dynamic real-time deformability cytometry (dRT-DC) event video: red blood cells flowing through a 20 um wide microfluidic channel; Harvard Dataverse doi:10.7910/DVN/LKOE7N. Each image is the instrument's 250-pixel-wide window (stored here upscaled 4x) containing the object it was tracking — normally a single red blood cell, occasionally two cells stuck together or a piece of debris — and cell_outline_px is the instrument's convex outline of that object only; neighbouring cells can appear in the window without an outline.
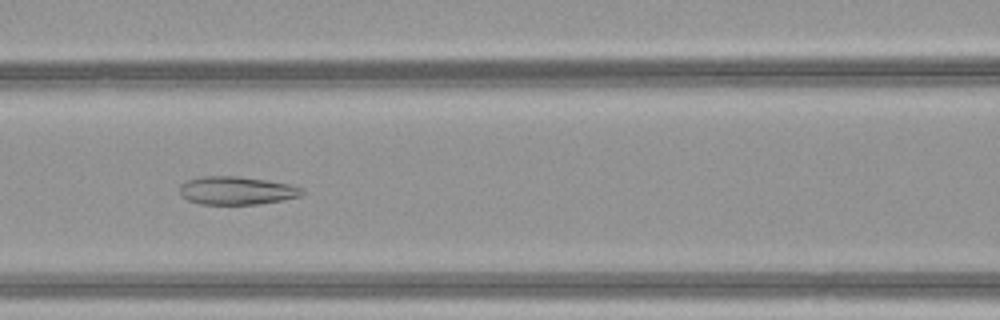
{"species": "common noctule bat (a hibernating species)", "species_latin": "Nyctalus noctula", "temperature_condition": "warm", "stored_images_in_passage": 50, "camera_frame_rate_fps": 3000, "um_per_image_px": 0.085, "animal": {"sex": "female", "body_mass_g": 21.9}, "frame": {"image": 1, "passage_image": 23, "time_ms": 7.333, "image_size_px": [1000, 320], "cell_outline_px": [[304, 192], [300, 196], [284, 200], [260, 204], [200, 204], [188, 200], [180, 192], [180, 184], [188, 180], [200, 176], [236, 176], [268, 180], [288, 184], [300, 188]], "centroid_in_image_um": [20.11, 16.2], "position_along_channel_um": 146.5, "area_um2": 20.0}}
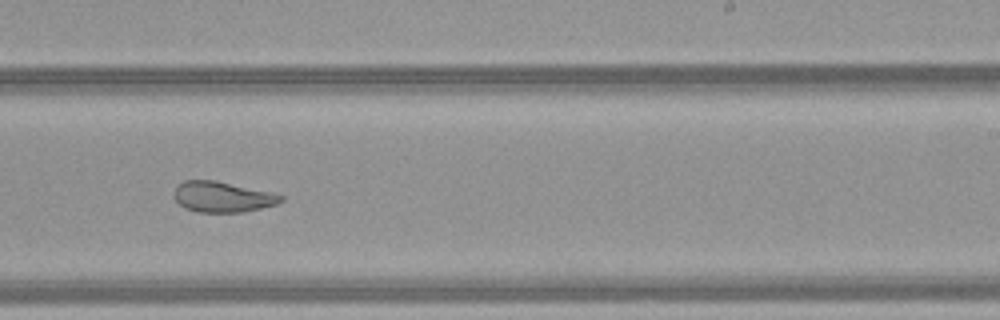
{"frame": {"image": 2, "passage_image": 32, "time_ms": 10.333, "image_size_px": [1000, 320], "cell_outline_px": [[284, 200], [276, 204], [244, 212], [196, 212], [184, 208], [172, 196], [172, 192], [176, 184], [184, 180], [216, 180], [272, 192], [284, 196]], "centroid_in_image_um": [18.86, 16.72], "position_along_channel_um": 270.1, "area_um2": 19.36}}
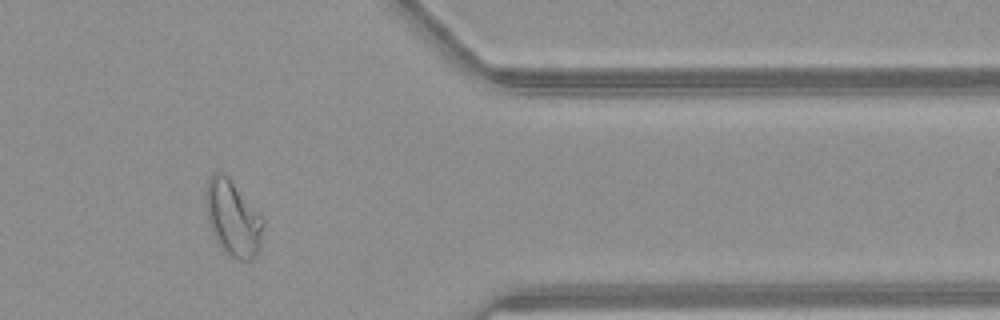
{"frame": {"image": 3, "passage_image": 42, "time_ms": 13.667, "image_size_px": [1000, 320], "cell_outline_px": [[264, 224], [260, 248], [256, 256], [252, 260], [240, 260], [224, 252], [216, 240], [212, 232], [208, 220], [208, 180], [216, 172], [224, 172], [232, 180], [264, 220]], "centroid_in_image_um": [19.85, 18.59], "position_along_channel_um": 391.6, "area_um2": 24.74}, "authors_computed_cell_mechanics": {"area_um2": 25.7499, "velocity_mm_per_s": 4.1323, "shape_relaxation_time_tau1_ms": null, "shape_relaxation_time_tau2_ms": 1.5526, "deformation_change_tau1": null, "deformation_change_tau2": 0.0909}}